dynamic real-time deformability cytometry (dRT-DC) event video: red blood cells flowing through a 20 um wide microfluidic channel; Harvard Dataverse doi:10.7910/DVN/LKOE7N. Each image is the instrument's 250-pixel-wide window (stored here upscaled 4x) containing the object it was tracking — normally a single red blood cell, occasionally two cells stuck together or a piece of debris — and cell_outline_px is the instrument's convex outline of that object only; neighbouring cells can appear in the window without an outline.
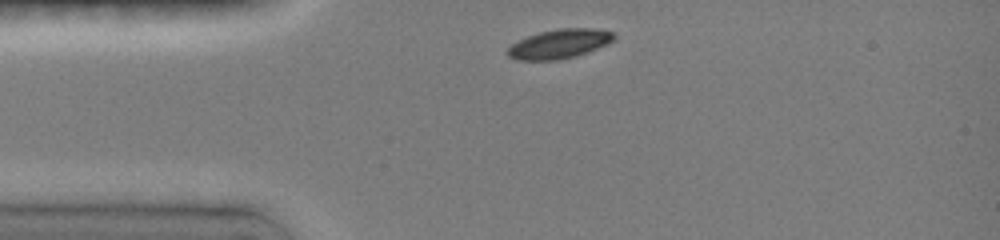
{"species": "common noctule bat (a hibernating species)", "species_latin": "Nyctalus noctula", "temperature_condition": "room temperature", "stored_images_in_passage": 3, "camera_frame_rate_fps": 3000, "um_per_image_px": 0.085, "animal": {"sex": "female", "body_mass_g": 19.0, "forearm_length_mm": 51.5}, "frame": {"image": 1, "passage_image": 1, "time_ms": 0.0, "image_size_px": [1000, 240], "cell_outline_px": [[616, 36], [608, 44], [572, 56], [556, 60], [520, 60], [508, 56], [508, 48], [512, 44], [528, 36], [540, 32], [556, 28], [600, 28], [612, 32]], "centroid_in_image_um": [47.56, 3.7], "position_along_channel_um": 37.4, "area_um2": 17.8}}